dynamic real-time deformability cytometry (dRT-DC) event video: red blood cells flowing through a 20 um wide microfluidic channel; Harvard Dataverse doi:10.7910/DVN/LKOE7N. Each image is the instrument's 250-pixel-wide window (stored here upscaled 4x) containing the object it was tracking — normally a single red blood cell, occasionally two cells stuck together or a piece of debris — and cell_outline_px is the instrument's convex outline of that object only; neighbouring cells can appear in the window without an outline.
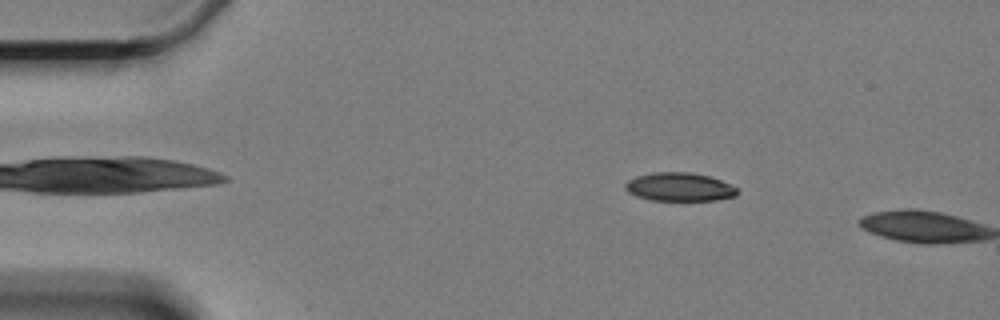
{"species": "Egyptian fruit bat (a non-hibernating species)", "species_latin": "Rousettus aegyptiacus", "temperature_condition": "cold", "stored_images_in_passage": 10, "camera_frame_rate_fps": 3000, "um_per_image_px": 0.085, "animal": {"sex": "female"}, "frame": {"image": 1, "passage_image": 9, "time_ms": 2.667, "image_size_px": [1000, 320], "cell_outline_px": [[740, 192], [736, 196], [716, 200], [652, 200], [636, 196], [628, 192], [624, 188], [624, 184], [628, 180], [636, 176], [656, 172], [688, 172], [708, 176], [720, 180], [736, 188]], "centroid_in_image_um": [57.73, 15.89], "position_along_channel_um": 27.3, "area_um2": 18.5}}